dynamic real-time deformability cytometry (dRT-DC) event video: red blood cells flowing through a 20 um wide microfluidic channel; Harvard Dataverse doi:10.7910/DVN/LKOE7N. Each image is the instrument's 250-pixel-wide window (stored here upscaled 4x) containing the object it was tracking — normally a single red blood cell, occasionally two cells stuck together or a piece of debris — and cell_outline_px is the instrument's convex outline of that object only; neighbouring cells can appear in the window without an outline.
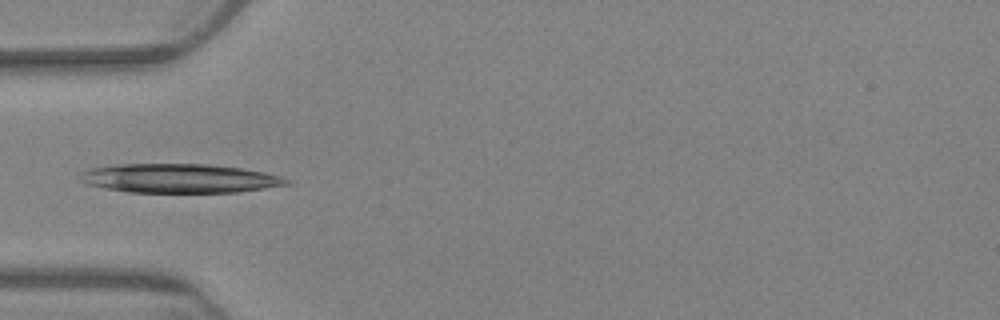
{"species": "Egyptian fruit bat (a non-hibernating species)", "species_latin": "Rousettus aegyptiacus", "temperature_condition": "warm", "stored_images_in_passage": 10, "camera_frame_rate_fps": 3000, "um_per_image_px": 0.085, "animal": {"sex": "female"}, "frame": {"image": 1, "passage_image": 5, "time_ms": 5.667, "image_size_px": [1000, 320], "cell_outline_px": [[292, 184], [240, 192], [132, 192], [104, 188], [84, 184], [80, 180], [80, 172], [88, 168], [116, 164], [208, 164], [240, 168], [264, 172], [280, 176], [292, 180]], "centroid_in_image_um": [15.25, 15.16], "position_along_channel_um": 69.8, "area_um2": 35.2}}
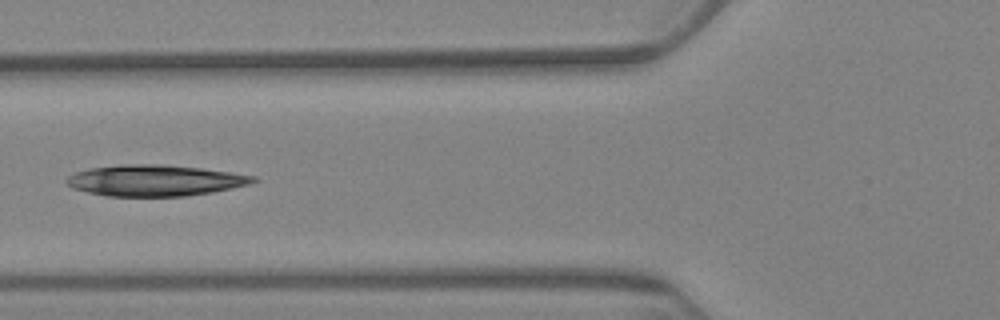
{"frame": {"image": 2, "passage_image": 6, "time_ms": 7.0, "image_size_px": [1000, 320], "cell_outline_px": [[260, 180], [248, 184], [232, 188], [212, 192], [188, 196], [108, 196], [88, 192], [72, 188], [64, 180], [68, 176], [76, 172], [88, 168], [124, 164], [160, 164], [200, 168], [256, 176]], "centroid_in_image_um": [13.16, 15.34], "position_along_channel_um": 112.6, "area_um2": 33.81}}
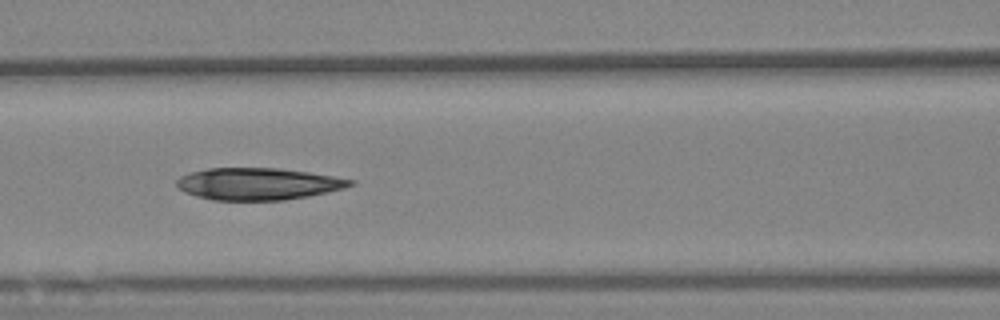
{"frame": {"image": 3, "passage_image": 7, "time_ms": 8.0, "image_size_px": [1000, 320], "cell_outline_px": [[356, 184], [344, 188], [328, 192], [308, 196], [284, 200], [212, 200], [196, 196], [184, 192], [176, 188], [176, 180], [180, 176], [192, 172], [208, 168], [280, 168], [308, 172], [356, 180]], "centroid_in_image_um": [21.93, 15.63], "position_along_channel_um": 144.7, "area_um2": 32.48}}